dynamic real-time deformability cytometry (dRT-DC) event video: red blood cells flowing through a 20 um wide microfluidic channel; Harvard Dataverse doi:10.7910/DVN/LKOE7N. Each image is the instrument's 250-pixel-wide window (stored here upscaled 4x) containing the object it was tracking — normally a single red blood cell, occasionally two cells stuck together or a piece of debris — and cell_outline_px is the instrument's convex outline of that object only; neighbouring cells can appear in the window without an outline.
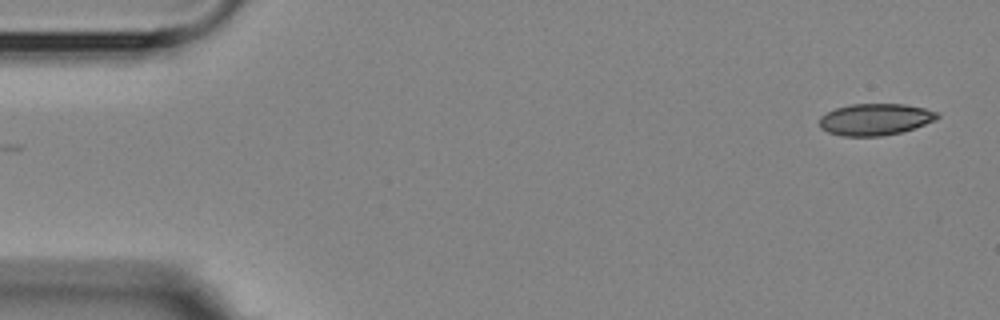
{"species": "Egyptian fruit bat (a non-hibernating species)", "species_latin": "Rousettus aegyptiacus", "temperature_condition": "room temperature", "stored_images_in_passage": 4, "camera_frame_rate_fps": 3000, "um_per_image_px": 0.085, "animal": {"sex": "female"}, "frame": {"image": 1, "passage_image": 1, "time_ms": 0.0, "image_size_px": [1000, 320], "cell_outline_px": [[940, 116], [936, 120], [900, 132], [884, 136], [840, 136], [828, 132], [820, 128], [820, 116], [836, 108], [852, 104], [904, 104], [924, 108], [940, 112]], "centroid_in_image_um": [74.4, 10.15], "position_along_channel_um": 10.6, "area_um2": 21.73}}